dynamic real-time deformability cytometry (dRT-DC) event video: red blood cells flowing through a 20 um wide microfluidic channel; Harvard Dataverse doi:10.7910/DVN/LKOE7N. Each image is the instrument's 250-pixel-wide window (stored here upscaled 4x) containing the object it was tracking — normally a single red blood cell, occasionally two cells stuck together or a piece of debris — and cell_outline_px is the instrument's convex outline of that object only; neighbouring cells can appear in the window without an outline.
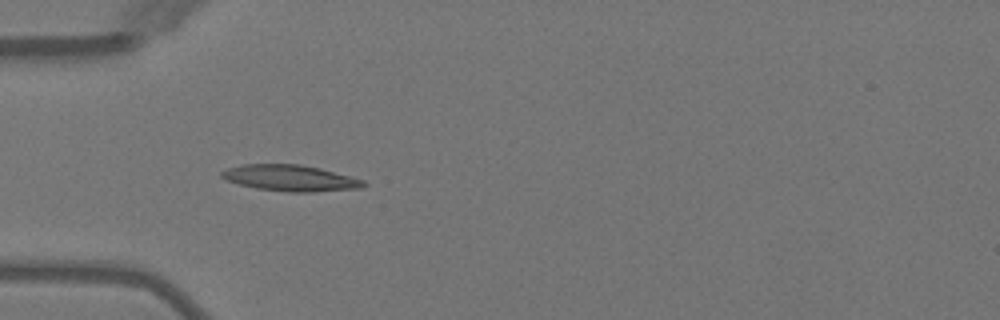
{"species": "Egyptian fruit bat (a non-hibernating species)", "species_latin": "Rousettus aegyptiacus", "temperature_condition": "warm", "stored_images_in_passage": 5, "camera_frame_rate_fps": 3000, "um_per_image_px": 0.085, "animal": {"sex": "female"}, "frame": {"image": 1, "passage_image": 5, "time_ms": 5.667, "image_size_px": [1000, 320], "cell_outline_px": [[368, 184], [360, 188], [312, 192], [288, 192], [256, 188], [240, 184], [228, 180], [220, 176], [220, 172], [228, 168], [244, 164], [300, 164], [320, 168], [364, 180]], "centroid_in_image_um": [24.69, 15.13], "position_along_channel_um": 60.3, "area_um2": 21.5}}